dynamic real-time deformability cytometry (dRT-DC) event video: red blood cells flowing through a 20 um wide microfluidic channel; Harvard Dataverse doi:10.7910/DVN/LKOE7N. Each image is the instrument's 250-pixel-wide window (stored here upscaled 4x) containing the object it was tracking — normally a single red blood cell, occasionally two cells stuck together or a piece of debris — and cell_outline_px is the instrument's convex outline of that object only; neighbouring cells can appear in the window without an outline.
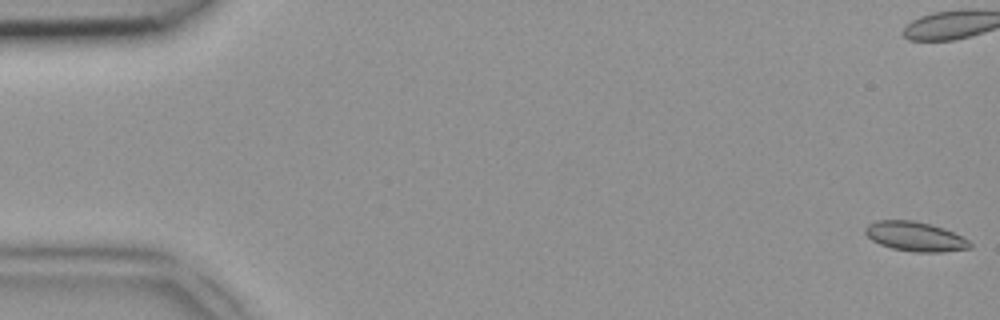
{"species": "common noctule bat (a hibernating species)", "species_latin": "Nyctalus noctula", "temperature_condition": "room temperature", "stored_images_in_passage": 49, "camera_frame_rate_fps": 3000, "um_per_image_px": 0.085, "animal": {"sex": "female", "body_mass_g": 18.4}, "frame": {"image": 1, "passage_image": 1, "time_ms": 0.0, "image_size_px": [1000, 320], "cell_outline_px": [[972, 248], [944, 252], [916, 252], [892, 248], [880, 244], [872, 240], [864, 232], [864, 228], [868, 224], [876, 220], [916, 220], [932, 224], [944, 228], [968, 240], [972, 244]], "centroid_in_image_um": [77.79, 20.09], "position_along_channel_um": 7.2, "area_um2": 18.09}}